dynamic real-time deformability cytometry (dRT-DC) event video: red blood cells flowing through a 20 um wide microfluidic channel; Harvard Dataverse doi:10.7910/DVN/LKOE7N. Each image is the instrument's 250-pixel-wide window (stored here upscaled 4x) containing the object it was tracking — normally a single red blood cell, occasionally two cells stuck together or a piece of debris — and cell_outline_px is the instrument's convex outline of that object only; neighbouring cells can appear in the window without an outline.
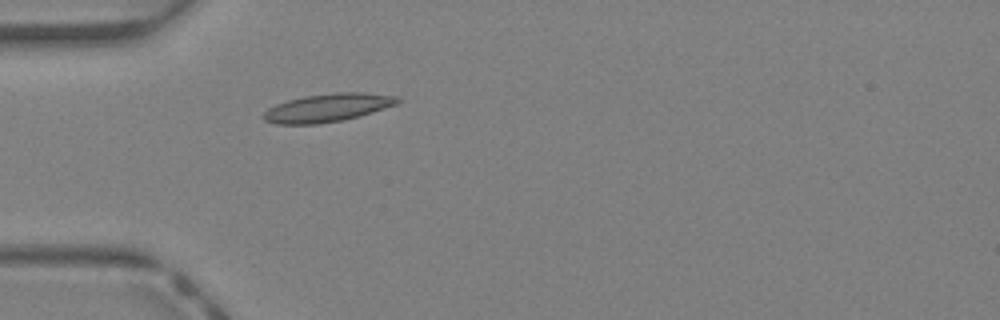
{"species": "Egyptian fruit bat (a non-hibernating species)", "species_latin": "Rousettus aegyptiacus", "temperature_condition": "warm", "stored_images_in_passage": 31, "camera_frame_rate_fps": 3000, "um_per_image_px": 0.085, "animal": {"sex": "female"}, "frame": {"image": 1, "passage_image": 1, "time_ms": 0.0, "image_size_px": [1000, 320], "cell_outline_px": [[400, 100], [396, 104], [360, 116], [344, 120], [316, 124], [276, 124], [264, 120], [264, 112], [268, 108], [276, 104], [288, 100], [304, 96], [336, 92], [360, 92], [396, 96]], "centroid_in_image_um": [27.83, 9.16], "position_along_channel_um": 57.2, "area_um2": 21.85}}
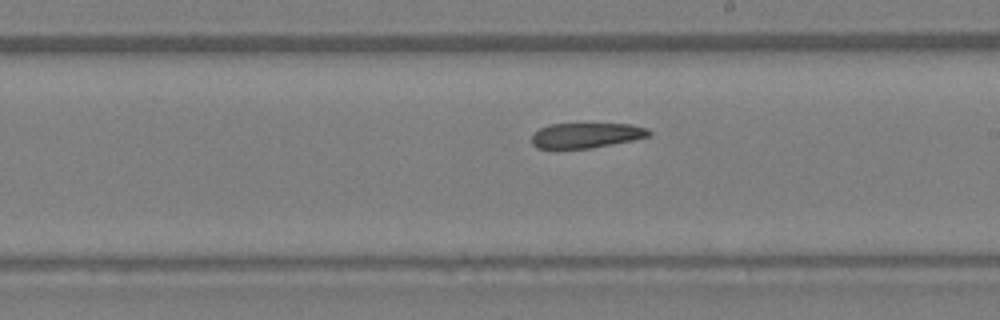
{"frame": {"image": 2, "passage_image": 13, "time_ms": 4.0, "image_size_px": [1000, 320], "cell_outline_px": [[652, 136], [592, 148], [536, 148], [532, 144], [532, 136], [540, 128], [548, 124], [632, 124], [648, 128], [652, 132]], "centroid_in_image_um": [49.87, 11.5], "position_along_channel_um": 239.1, "area_um2": 17.17}}
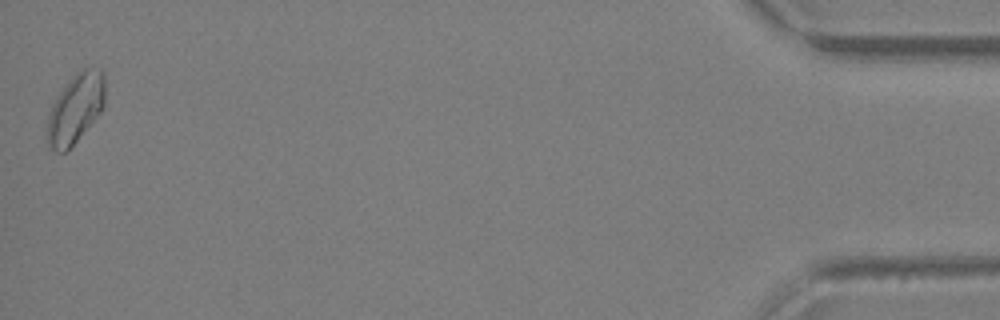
{"frame": {"image": 3, "passage_image": 31, "time_ms": 10.0, "image_size_px": [1000, 320], "cell_outline_px": [[104, 108], [76, 140], [64, 152], [56, 152], [48, 148], [44, 132], [48, 116], [52, 104], [68, 80], [76, 72], [84, 68], [88, 68], [104, 72]], "centroid_in_image_um": [6.36, 9.25], "position_along_channel_um": 428.8, "area_um2": 23.35}, "authors_computed_cell_mechanics": {"area_um2": 19.1896, "velocity_mm_per_s": 4.7158, "shape_relaxation_time_tau1_ms": null, "shape_relaxation_time_tau2_ms": 5.0928, "deformation_change_tau1": null, "deformation_change_tau2": 0.1307}}